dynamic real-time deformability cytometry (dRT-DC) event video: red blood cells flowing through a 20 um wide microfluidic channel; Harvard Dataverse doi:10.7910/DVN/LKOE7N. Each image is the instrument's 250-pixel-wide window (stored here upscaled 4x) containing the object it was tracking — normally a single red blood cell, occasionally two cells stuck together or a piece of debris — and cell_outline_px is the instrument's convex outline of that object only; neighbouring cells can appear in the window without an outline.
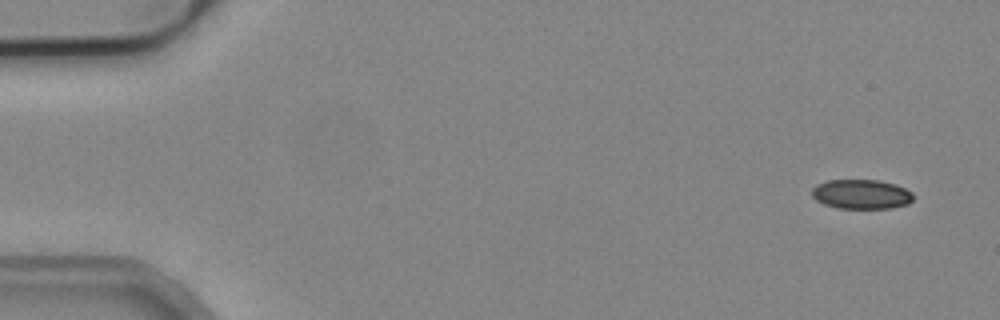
{"species": "common noctule bat (a hibernating species)", "species_latin": "Nyctalus noctula", "temperature_condition": "cold", "stored_images_in_passage": 7, "camera_frame_rate_fps": 3000, "um_per_image_px": 0.085, "animal": {"sex": "male", "body_mass_g": 19.2, "forearm_length_mm": 51.8}, "frame": {"image": 1, "passage_image": 1, "time_ms": 0.0, "image_size_px": [1000, 320], "cell_outline_px": [[912, 200], [908, 204], [892, 208], [836, 208], [824, 204], [816, 200], [812, 196], [812, 188], [816, 184], [828, 180], [880, 180], [896, 184], [912, 192]], "centroid_in_image_um": [73.2, 16.5], "position_along_channel_um": 11.8, "area_um2": 17.51}}
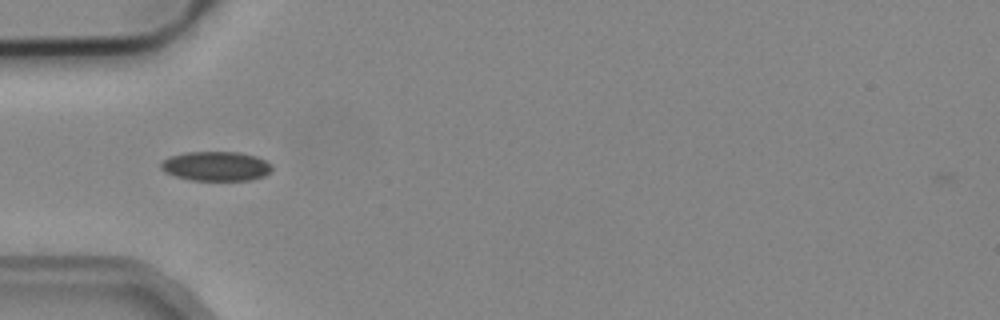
{"frame": {"image": 2, "passage_image": 5, "time_ms": 1.333, "image_size_px": [1000, 320], "cell_outline_px": [[272, 168], [264, 176], [252, 180], [188, 180], [164, 172], [160, 168], [160, 164], [168, 156], [184, 152], [240, 152], [256, 156], [272, 164]], "centroid_in_image_um": [18.34, 14.12], "position_along_channel_um": 66.7, "area_um2": 19.19}}